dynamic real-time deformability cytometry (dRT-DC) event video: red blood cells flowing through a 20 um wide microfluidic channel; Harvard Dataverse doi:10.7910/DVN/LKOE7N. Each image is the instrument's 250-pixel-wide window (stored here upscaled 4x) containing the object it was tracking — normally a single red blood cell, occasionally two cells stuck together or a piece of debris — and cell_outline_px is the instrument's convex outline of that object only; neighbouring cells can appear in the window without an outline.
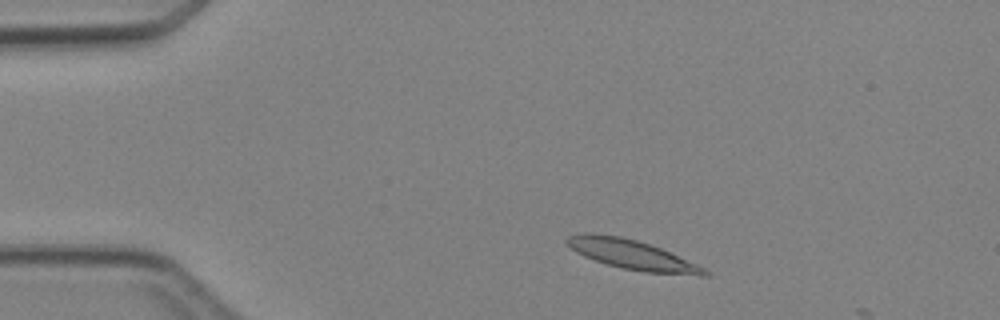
{"species": "Egyptian fruit bat (a non-hibernating species)", "species_latin": "Rousettus aegyptiacus", "temperature_condition": "cold", "stored_images_in_passage": 3, "camera_frame_rate_fps": 3000, "um_per_image_px": 0.085, "animal": {"sex": "female"}, "frame": {"image": 1, "passage_image": 2, "time_ms": 1.0, "image_size_px": [1000, 320], "cell_outline_px": [[712, 272], [708, 276], [700, 276], [644, 272], [624, 268], [608, 264], [584, 256], [576, 252], [564, 240], [568, 236], [584, 232], [592, 232], [620, 236], [636, 240], [660, 248], [696, 264]], "centroid_in_image_um": [53.73, 21.64], "position_along_channel_um": 31.3, "area_um2": 23.52}}